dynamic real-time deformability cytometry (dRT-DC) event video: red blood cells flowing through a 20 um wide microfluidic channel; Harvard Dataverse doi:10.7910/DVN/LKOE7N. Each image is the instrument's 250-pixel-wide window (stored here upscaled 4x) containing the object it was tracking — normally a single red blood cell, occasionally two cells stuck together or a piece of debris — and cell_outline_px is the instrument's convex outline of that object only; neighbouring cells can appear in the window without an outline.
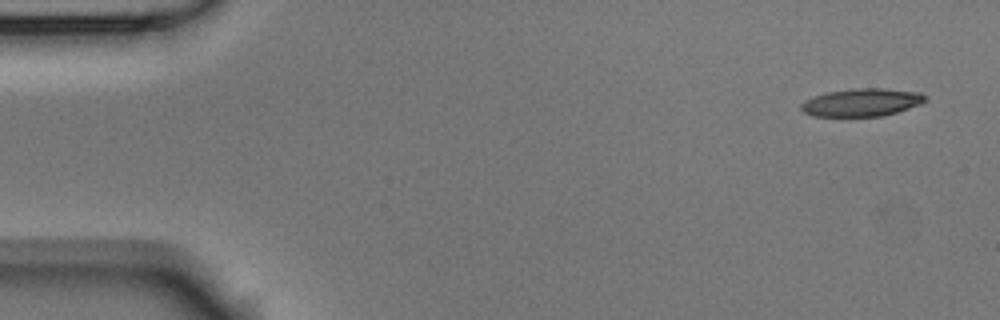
{"species": "Egyptian fruit bat (a non-hibernating species)", "species_latin": "Rousettus aegyptiacus", "temperature_condition": "room temperature", "stored_images_in_passage": 5, "camera_frame_rate_fps": 3000, "um_per_image_px": 0.085, "animal": {"sex": "male"}, "frame": {"image": 1, "passage_image": 1, "time_ms": 0.0, "image_size_px": [1000, 320], "cell_outline_px": [[928, 96], [920, 104], [884, 116], [812, 116], [804, 112], [800, 108], [800, 104], [804, 100], [812, 96], [824, 92], [852, 88], [880, 88], [920, 92]], "centroid_in_image_um": [73.2, 8.69], "position_along_channel_um": 11.8, "area_um2": 20.29}}